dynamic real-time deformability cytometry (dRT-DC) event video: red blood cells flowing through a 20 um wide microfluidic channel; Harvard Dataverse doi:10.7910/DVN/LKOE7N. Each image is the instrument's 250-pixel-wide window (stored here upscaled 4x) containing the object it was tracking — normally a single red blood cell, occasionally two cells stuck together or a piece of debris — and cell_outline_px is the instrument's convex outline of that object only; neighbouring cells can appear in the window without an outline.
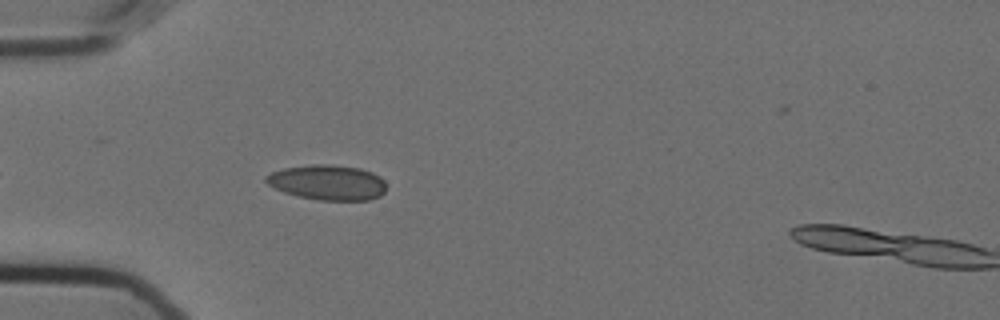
{"species": "Egyptian fruit bat (a non-hibernating species)", "species_latin": "Rousettus aegyptiacus", "temperature_condition": "cold", "stored_images_in_passage": 30, "camera_frame_rate_fps": 3000, "um_per_image_px": 0.085, "animal": {"sex": "female"}, "frame": {"image": 1, "passage_image": 3, "time_ms": 0.667, "image_size_px": [1000, 320], "cell_outline_px": [[384, 192], [380, 196], [368, 200], [320, 200], [300, 196], [284, 192], [268, 184], [264, 180], [264, 176], [272, 172], [284, 168], [312, 164], [328, 164], [360, 168], [372, 172], [380, 176], [384, 180]], "centroid_in_image_um": [27.85, 15.5], "position_along_channel_um": 57.2, "area_um2": 24.51}}
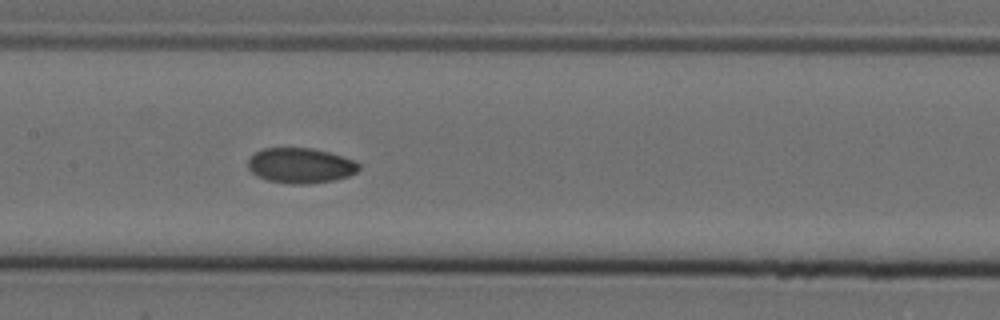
{"frame": {"image": 2, "passage_image": 14, "time_ms": 4.333, "image_size_px": [1000, 320], "cell_outline_px": [[360, 168], [356, 172], [348, 176], [332, 180], [308, 184], [292, 184], [268, 180], [256, 176], [248, 168], [248, 160], [256, 152], [264, 148], [312, 148], [328, 152], [352, 160], [360, 164]], "centroid_in_image_um": [25.52, 14.07], "position_along_channel_um": 181.9, "area_um2": 22.54}}
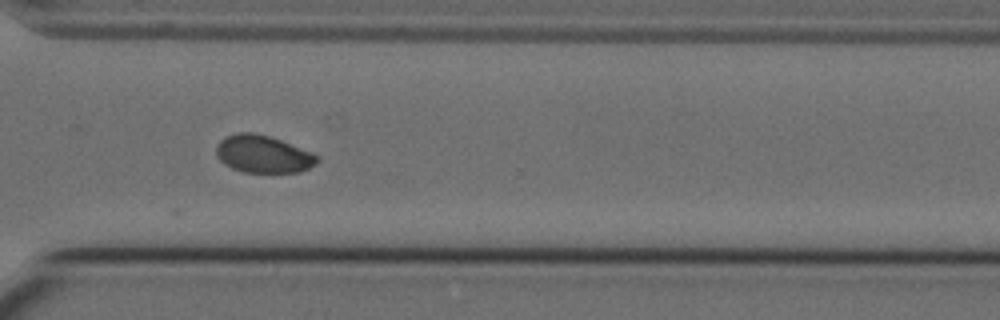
{"frame": {"image": 3, "passage_image": 28, "time_ms": 9.0, "image_size_px": [1000, 320], "cell_outline_px": [[320, 160], [316, 164], [300, 172], [244, 172], [232, 168], [224, 164], [216, 156], [216, 144], [224, 136], [236, 132], [256, 132], [280, 140], [312, 152], [320, 156]], "centroid_in_image_um": [22.35, 13.09], "position_along_channel_um": 348.3, "area_um2": 22.25}}